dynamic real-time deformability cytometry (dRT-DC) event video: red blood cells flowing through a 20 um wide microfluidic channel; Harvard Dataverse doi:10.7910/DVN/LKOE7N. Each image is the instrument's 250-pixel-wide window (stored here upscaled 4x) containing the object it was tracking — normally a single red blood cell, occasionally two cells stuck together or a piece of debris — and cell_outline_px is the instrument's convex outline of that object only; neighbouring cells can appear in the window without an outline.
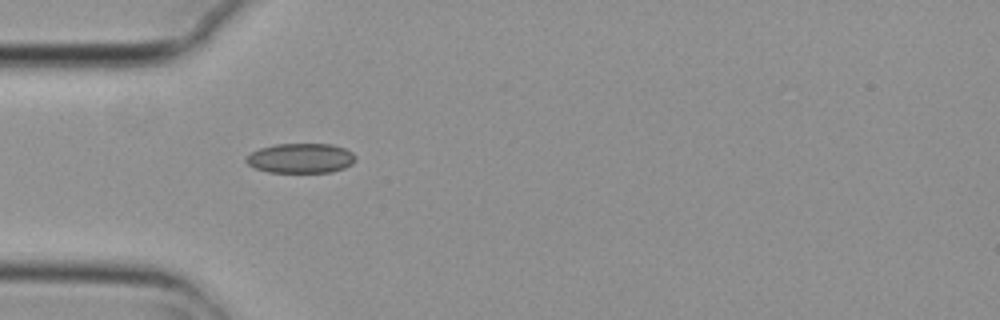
{"species": "common noctule bat (a hibernating species)", "species_latin": "Nyctalus noctula", "temperature_condition": "cold", "stored_images_in_passage": 1, "camera_frame_rate_fps": 3000, "um_per_image_px": 0.085, "animal": {"sex": "female", "body_mass_g": 29.2, "forearm_length_mm": 56.3}, "frame": {"image": 1, "passage_image": 1, "time_ms": 0.0, "image_size_px": [1000, 320], "cell_outline_px": [[356, 160], [352, 164], [344, 168], [332, 172], [268, 172], [256, 168], [248, 164], [244, 160], [252, 152], [260, 148], [276, 144], [332, 144], [344, 148], [352, 152], [356, 156]], "centroid_in_image_um": [25.59, 13.45], "position_along_channel_um": 59.4, "area_um2": 18.96}}